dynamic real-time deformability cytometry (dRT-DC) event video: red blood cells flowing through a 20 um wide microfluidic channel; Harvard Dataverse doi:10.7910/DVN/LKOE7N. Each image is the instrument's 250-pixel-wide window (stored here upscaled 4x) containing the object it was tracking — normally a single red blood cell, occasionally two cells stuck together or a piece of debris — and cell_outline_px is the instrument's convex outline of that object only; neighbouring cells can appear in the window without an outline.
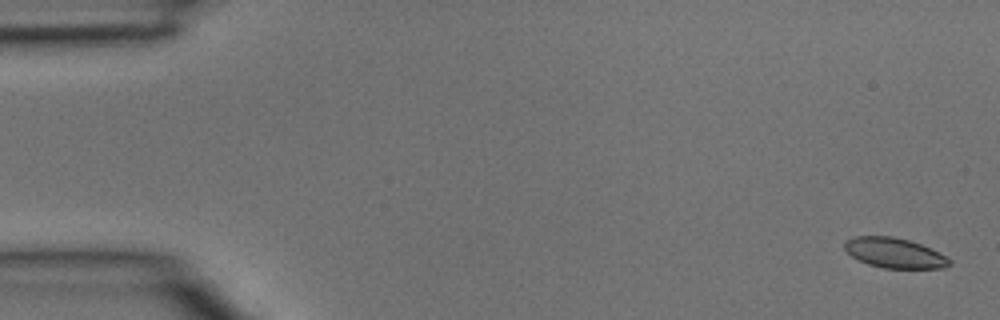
{"species": "common noctule bat (a hibernating species)", "species_latin": "Nyctalus noctula", "temperature_condition": "room temperature", "stored_images_in_passage": 40, "camera_frame_rate_fps": 3000, "um_per_image_px": 0.085, "animal": {"sex": "male", "body_mass_g": 15.6}, "frame": {"image": 1, "passage_image": 2, "time_ms": 0.333, "image_size_px": [1000, 320], "cell_outline_px": [[952, 264], [944, 268], [884, 268], [868, 264], [852, 256], [844, 248], [844, 244], [848, 240], [856, 236], [892, 236], [908, 240], [920, 244], [952, 260]], "centroid_in_image_um": [76.03, 21.51], "position_along_channel_um": 9.0, "area_um2": 18.03}}
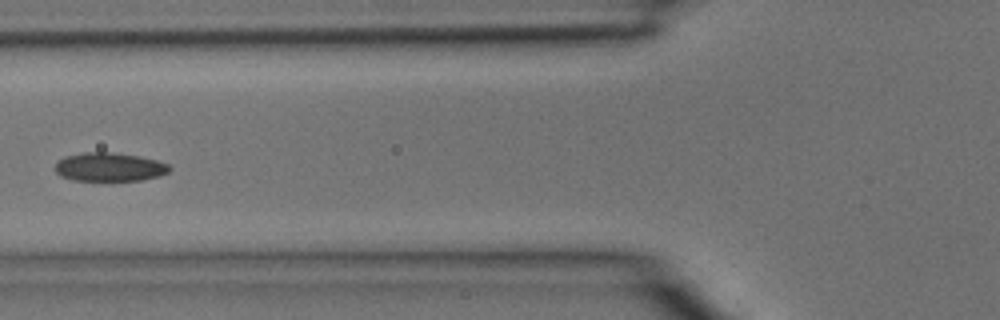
{"frame": {"image": 2, "passage_image": 16, "time_ms": 5.0, "image_size_px": [1000, 320], "cell_outline_px": [[172, 168], [168, 172], [160, 176], [140, 180], [72, 180], [60, 176], [56, 172], [56, 164], [64, 156], [84, 152], [112, 152], [140, 156], [156, 160], [168, 164]], "centroid_in_image_um": [9.31, 14.19], "position_along_channel_um": 116.5, "area_um2": 19.07}}
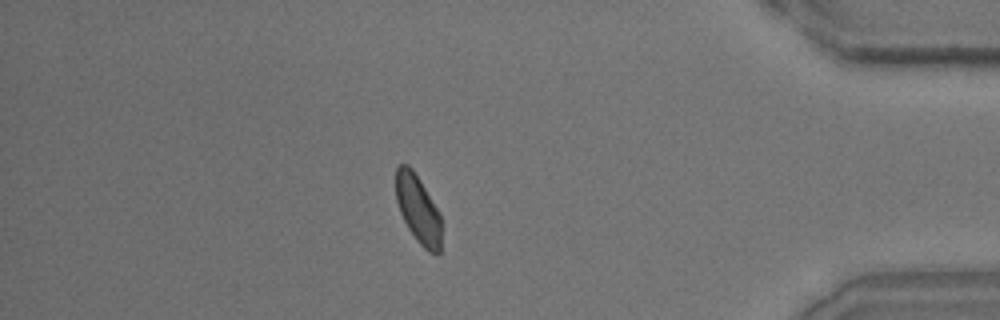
{"frame": {"image": 3, "passage_image": 35, "time_ms": 11.333, "image_size_px": [1000, 320], "cell_outline_px": [[440, 252], [428, 252], [416, 240], [408, 228], [400, 212], [396, 200], [396, 168], [400, 164], [408, 164], [412, 168], [420, 180], [440, 212]], "centroid_in_image_um": [35.52, 17.75], "position_along_channel_um": 399.7, "area_um2": 17.92}}